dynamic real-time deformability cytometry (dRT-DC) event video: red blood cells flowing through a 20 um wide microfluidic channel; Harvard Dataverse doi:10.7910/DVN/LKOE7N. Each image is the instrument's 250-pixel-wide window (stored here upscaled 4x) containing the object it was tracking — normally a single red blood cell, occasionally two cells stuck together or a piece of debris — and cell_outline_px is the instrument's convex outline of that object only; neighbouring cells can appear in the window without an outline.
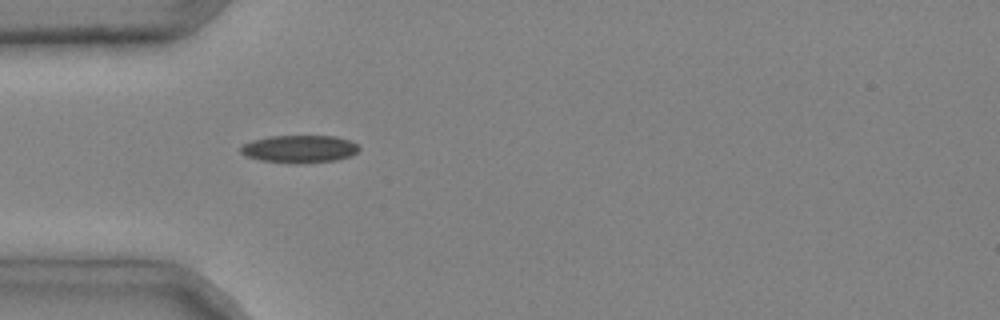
{"species": "common noctule bat (a hibernating species)", "species_latin": "Nyctalus noctula", "temperature_condition": "cold", "stored_images_in_passage": 2, "camera_frame_rate_fps": 3000, "um_per_image_px": 0.085, "animal": {"sex": "male", "body_mass_g": 20.4}, "frame": {"image": 1, "passage_image": 1, "time_ms": 0.0, "image_size_px": [1000, 320], "cell_outline_px": [[360, 148], [352, 156], [336, 160], [300, 164], [288, 164], [260, 160], [244, 156], [240, 152], [240, 148], [244, 144], [252, 140], [268, 136], [336, 136], [348, 140], [356, 144]], "centroid_in_image_um": [25.42, 12.68], "position_along_channel_um": 59.6, "area_um2": 19.31}}